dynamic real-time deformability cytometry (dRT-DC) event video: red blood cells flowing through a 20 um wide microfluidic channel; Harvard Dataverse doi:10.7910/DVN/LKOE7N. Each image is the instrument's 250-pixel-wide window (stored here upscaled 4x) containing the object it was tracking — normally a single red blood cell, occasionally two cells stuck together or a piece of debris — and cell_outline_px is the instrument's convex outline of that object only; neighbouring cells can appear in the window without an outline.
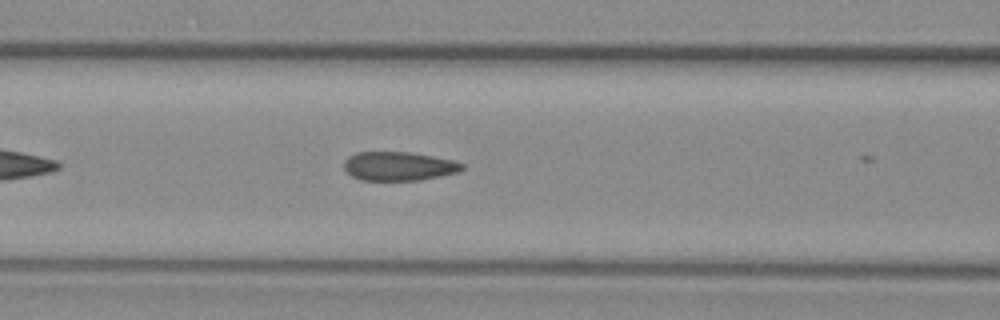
{"species": "common noctule bat (a hibernating species)", "species_latin": "Nyctalus noctula", "temperature_condition": "warm", "stored_images_in_passage": 11, "camera_frame_rate_fps": 3000, "um_per_image_px": 0.085, "animal": {"sex": "female", "body_mass_g": 29.2, "forearm_length_mm": 56.3}, "frame": {"image": 1, "passage_image": 10, "time_ms": 3.0, "image_size_px": [1000, 320], "cell_outline_px": [[464, 168], [460, 172], [420, 180], [360, 180], [352, 176], [344, 168], [344, 160], [348, 156], [356, 152], [408, 152], [432, 156], [452, 160], [464, 164]], "centroid_in_image_um": [33.89, 14.12], "position_along_channel_um": 132.7, "area_um2": 19.88}}